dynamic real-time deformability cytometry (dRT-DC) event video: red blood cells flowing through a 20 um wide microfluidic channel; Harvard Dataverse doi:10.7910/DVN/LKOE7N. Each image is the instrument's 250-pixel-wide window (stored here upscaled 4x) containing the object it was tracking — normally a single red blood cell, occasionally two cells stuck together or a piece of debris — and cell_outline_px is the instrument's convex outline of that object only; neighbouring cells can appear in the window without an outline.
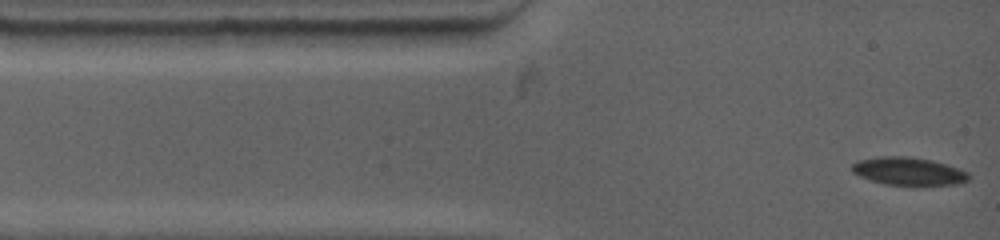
{"species": "common noctule bat (a hibernating species)", "species_latin": "Nyctalus noctula", "temperature_condition": "warm", "stored_images_in_passage": 39, "camera_frame_rate_fps": 4500, "um_per_image_px": 0.085, "animal": {"sex": "female", "body_mass_g": 19.0, "forearm_length_mm": 53.3}, "frame": {"image": 1, "passage_image": 1, "time_ms": 0.0, "image_size_px": [1000, 240], "cell_outline_px": [[972, 176], [968, 180], [960, 184], [916, 188], [912, 188], [884, 184], [860, 176], [852, 172], [852, 164], [860, 160], [880, 156], [908, 156], [932, 160], [948, 164], [968, 172]], "centroid_in_image_um": [77.31, 14.61], "position_along_channel_um": 7.7, "area_um2": 19.94}}
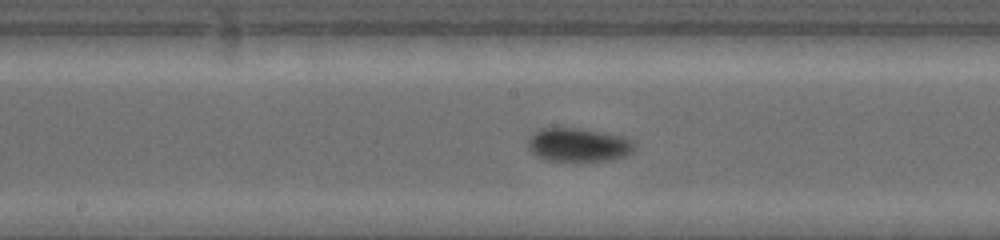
{"frame": {"image": 2, "passage_image": 16, "time_ms": 6.222, "image_size_px": [1000, 240], "cell_outline_px": [[636, 148], [632, 152], [624, 156], [612, 160], [544, 160], [536, 156], [528, 148], [528, 136], [532, 132], [540, 128], [580, 128], [620, 136], [632, 140], [636, 144]], "centroid_in_image_um": [49.13, 12.3], "position_along_channel_um": 199.1, "area_um2": 20.87}}
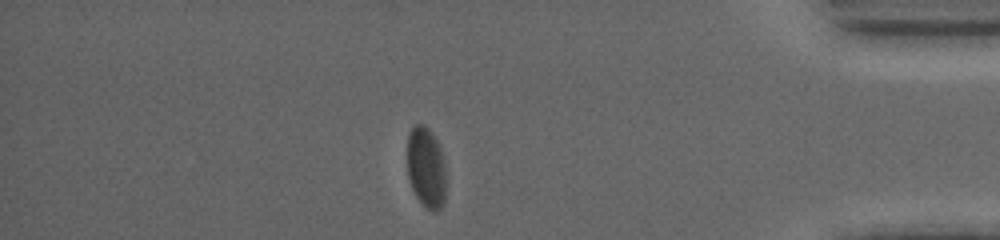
{"frame": {"image": 3, "passage_image": 32, "time_ms": 12.667, "image_size_px": [1000, 240], "cell_outline_px": [[444, 204], [440, 208], [428, 208], [416, 196], [412, 188], [408, 176], [408, 132], [416, 124], [424, 124], [432, 132], [440, 148], [444, 164]], "centroid_in_image_um": [36.2, 14.17], "position_along_channel_um": 399.0, "area_um2": 17.74}, "authors_computed_cell_mechanics": {"area_um2": 19.9988, "velocity_mm_per_s": 3.7296, "shape_relaxation_time_tau1_ms": 3.2064, "shape_relaxation_time_tau2_ms": null, "deformation_change_tau1": 0.1058, "deformation_change_tau2": null}}